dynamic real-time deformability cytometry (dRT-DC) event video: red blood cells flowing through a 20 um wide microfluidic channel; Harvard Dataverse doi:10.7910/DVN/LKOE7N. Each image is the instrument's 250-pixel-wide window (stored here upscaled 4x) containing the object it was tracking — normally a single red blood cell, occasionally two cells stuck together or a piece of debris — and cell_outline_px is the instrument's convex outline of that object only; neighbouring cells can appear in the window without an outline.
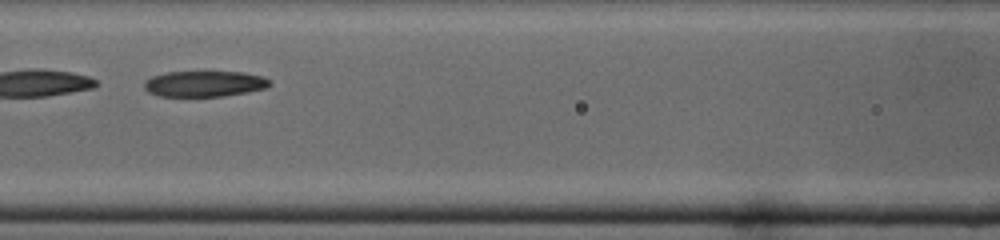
{"species": "common noctule bat (a hibernating species)", "species_latin": "Nyctalus noctula", "temperature_condition": "cold", "stored_images_in_passage": 31, "camera_frame_rate_fps": 3000, "um_per_image_px": 0.085, "animal": {"sex": "male", "body_mass_g": 19.0, "forearm_length_mm": 50.8}, "frame": {"image": 1, "passage_image": 11, "time_ms": 3.333, "image_size_px": [1000, 240], "cell_outline_px": [[272, 84], [264, 88], [248, 92], [224, 96], [160, 96], [148, 92], [144, 88], [144, 80], [152, 76], [164, 72], [244, 72], [264, 76]], "centroid_in_image_um": [17.36, 7.11], "position_along_channel_um": 149.2, "area_um2": 18.96}}
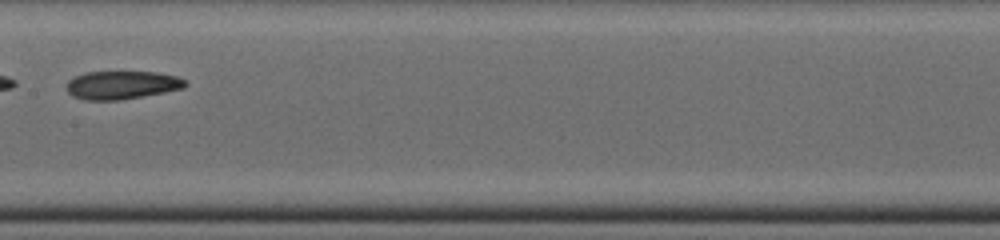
{"frame": {"image": 2, "passage_image": 14, "time_ms": 4.333, "image_size_px": [1000, 240], "cell_outline_px": [[188, 84], [184, 88], [164, 92], [120, 100], [84, 100], [72, 96], [68, 92], [68, 80], [84, 72], [156, 72], [176, 76], [188, 80]], "centroid_in_image_um": [10.38, 7.22], "position_along_channel_um": 197.0, "area_um2": 19.54}}
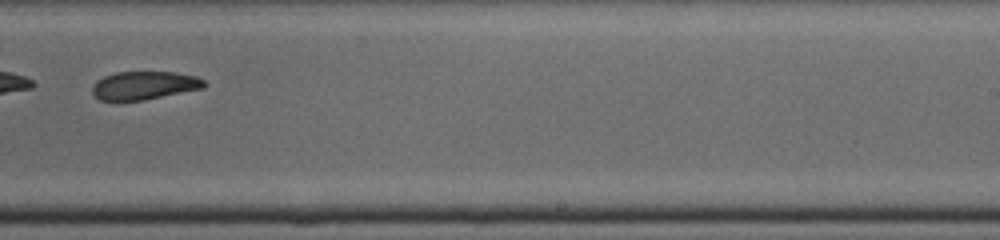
{"frame": {"image": 3, "passage_image": 19, "time_ms": 6.0, "image_size_px": [1000, 240], "cell_outline_px": [[208, 84], [204, 88], [144, 100], [116, 104], [100, 100], [92, 92], [92, 88], [96, 80], [104, 76], [116, 72], [176, 72], [196, 76], [204, 80]], "centroid_in_image_um": [12.22, 7.3], "position_along_channel_um": 276.8, "area_um2": 19.07}}